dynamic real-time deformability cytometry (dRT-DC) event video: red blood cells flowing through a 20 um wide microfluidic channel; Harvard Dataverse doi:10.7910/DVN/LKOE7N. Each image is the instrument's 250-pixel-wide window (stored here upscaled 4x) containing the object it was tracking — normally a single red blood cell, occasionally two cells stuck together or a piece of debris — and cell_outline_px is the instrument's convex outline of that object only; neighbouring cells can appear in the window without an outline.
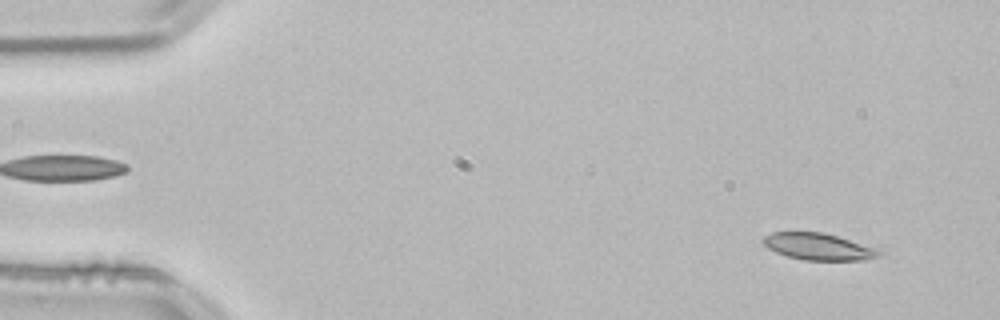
{"species": "common noctule bat (a hibernating species)", "species_latin": "Nyctalus noctula", "temperature_condition": "room temperature", "stored_images_in_passage": 54, "segment_of_instrument_passage": [1, 2], "camera_frame_rate_fps": 3000, "um_per_image_px": 0.085, "animal": {"sex": "male", "body_mass_g": 21.5, "forearm_length_mm": 52.0}, "frame": {"image": 1, "passage_image": 4, "time_ms": 1.0, "image_size_px": [1000, 320], "cell_outline_px": [[884, 252], [880, 256], [864, 260], [804, 260], [788, 256], [776, 252], [768, 248], [760, 240], [764, 236], [772, 232], [824, 232], [876, 248]], "centroid_in_image_um": [69.56, 20.96], "position_along_channel_um": 15.4, "area_um2": 18.09}}
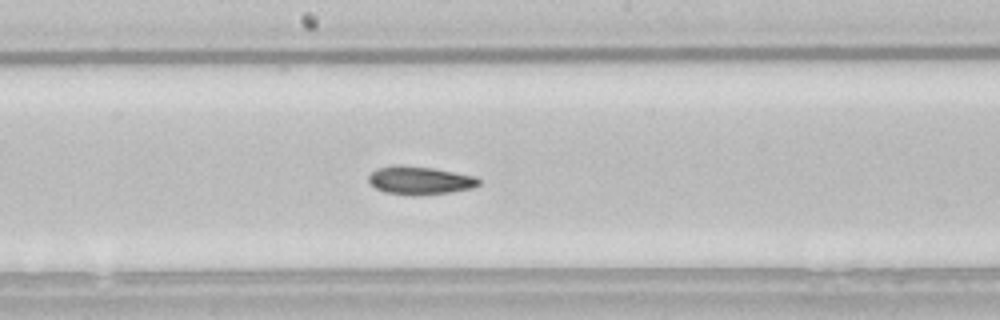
{"frame": {"image": 2, "passage_image": 28, "time_ms": 9.0, "image_size_px": [1000, 320], "cell_outline_px": [[480, 184], [472, 188], [452, 192], [412, 196], [384, 192], [376, 188], [368, 180], [368, 176], [376, 168], [432, 168], [476, 176], [480, 180]], "centroid_in_image_um": [35.75, 15.39], "position_along_channel_um": 212.4, "area_um2": 17.4}}
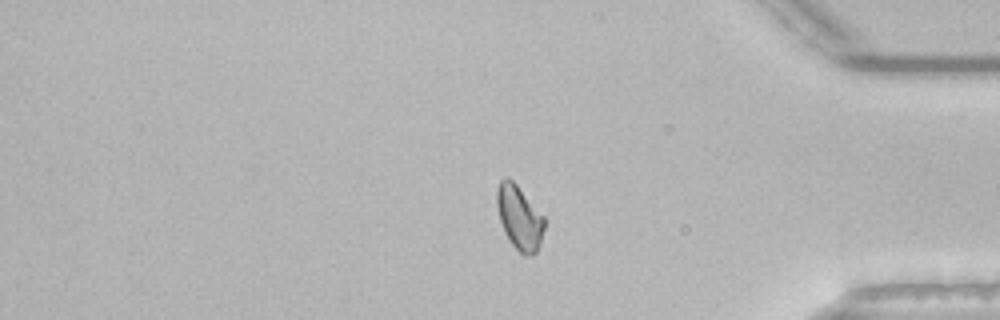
{"frame": {"image": 3, "passage_image": 44, "time_ms": 14.333, "image_size_px": [1000, 320], "cell_outline_px": [[544, 228], [540, 244], [536, 252], [532, 256], [524, 256], [508, 240], [504, 232], [500, 220], [496, 204], [496, 188], [500, 180], [504, 176], [508, 176], [516, 184], [544, 216]], "centroid_in_image_um": [44.13, 18.48], "position_along_channel_um": 391.1, "area_um2": 17.86}}